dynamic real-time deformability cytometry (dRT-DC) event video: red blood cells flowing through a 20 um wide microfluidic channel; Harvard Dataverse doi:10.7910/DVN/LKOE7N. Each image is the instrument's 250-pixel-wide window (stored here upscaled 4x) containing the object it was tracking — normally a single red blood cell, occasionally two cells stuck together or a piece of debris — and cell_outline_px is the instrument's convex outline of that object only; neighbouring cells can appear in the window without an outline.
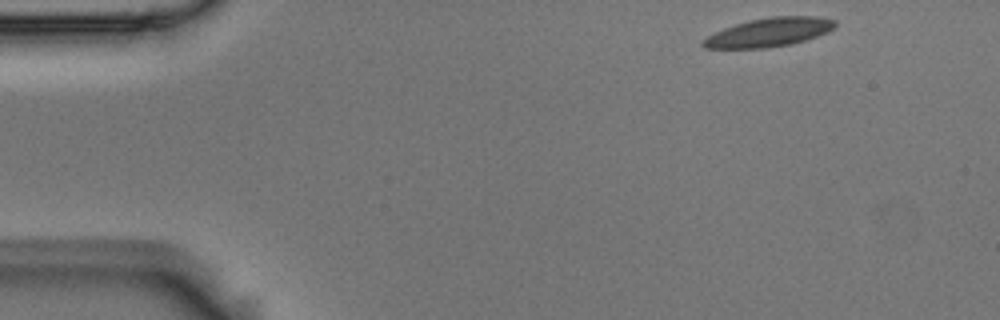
{"species": "Egyptian fruit bat (a non-hibernating species)", "species_latin": "Rousettus aegyptiacus", "temperature_condition": "room temperature", "stored_images_in_passage": 50, "camera_frame_rate_fps": 3000, "um_per_image_px": 0.085, "animal": {"sex": "male"}, "frame": {"image": 1, "passage_image": 1, "time_ms": 0.0, "image_size_px": [1000, 320], "cell_outline_px": [[836, 24], [828, 32], [792, 44], [768, 48], [704, 48], [700, 44], [700, 40], [724, 28], [748, 20], [772, 16], [816, 16], [836, 20]], "centroid_in_image_um": [65.35, 2.75], "position_along_channel_um": 19.7, "area_um2": 22.14}}
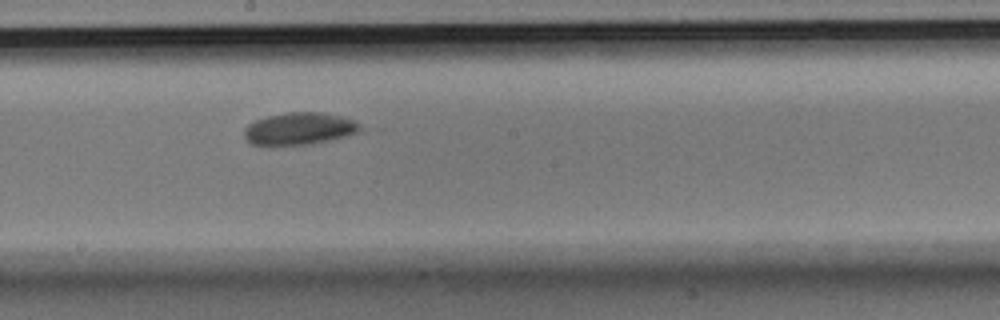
{"frame": {"image": 2, "passage_image": 25, "time_ms": 8.0, "image_size_px": [1000, 320], "cell_outline_px": [[360, 128], [356, 132], [348, 136], [308, 144], [252, 144], [244, 136], [244, 128], [248, 124], [256, 120], [268, 116], [288, 112], [324, 112], [344, 116], [360, 124]], "centroid_in_image_um": [25.46, 10.91], "position_along_channel_um": 222.7, "area_um2": 21.44}}
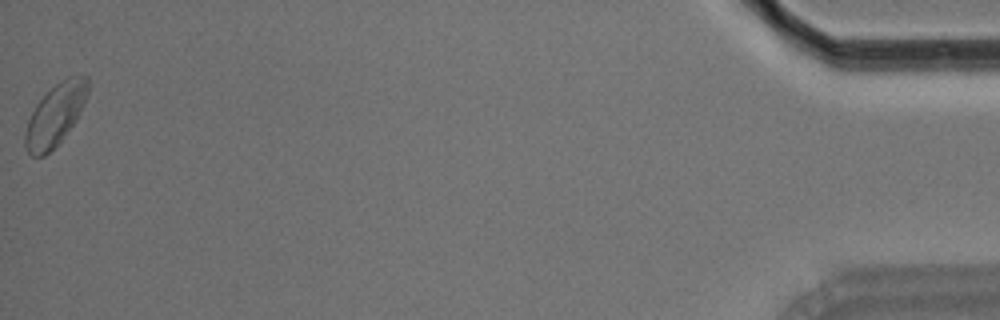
{"frame": {"image": 3, "passage_image": 50, "time_ms": 16.333, "image_size_px": [1000, 320], "cell_outline_px": [[88, 92], [80, 112], [76, 120], [60, 140], [44, 156], [32, 156], [28, 152], [24, 144], [24, 132], [28, 120], [36, 104], [60, 80], [68, 76], [84, 72], [88, 76]], "centroid_in_image_um": [4.71, 9.71], "position_along_channel_um": 430.5, "area_um2": 22.37}, "authors_computed_cell_mechanics": {"area_um2": 21.5016, "velocity_mm_per_s": 3.6523, "shape_relaxation_time_tau1_ms": 3.4684, "shape_relaxation_time_tau2_ms": null, "deformation_change_tau1": 0.0993, "deformation_change_tau2": null}}